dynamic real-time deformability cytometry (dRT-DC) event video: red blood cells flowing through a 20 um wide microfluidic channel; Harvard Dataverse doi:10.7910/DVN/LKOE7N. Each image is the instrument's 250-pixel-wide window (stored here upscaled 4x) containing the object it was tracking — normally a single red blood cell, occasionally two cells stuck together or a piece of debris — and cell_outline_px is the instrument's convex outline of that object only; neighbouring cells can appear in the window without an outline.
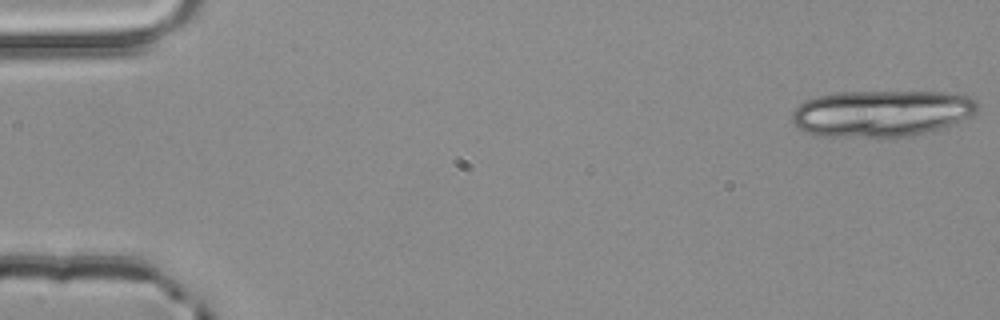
{"species": "common noctule bat (a hibernating species)", "species_latin": "Nyctalus noctula", "temperature_condition": "room temperature", "stored_images_in_passage": 4, "camera_frame_rate_fps": 3000, "um_per_image_px": 0.085, "animal": {"sex": "male", "body_mass_g": 20.4}, "frame": {"image": 1, "passage_image": 1, "time_ms": 0.0, "image_size_px": [1000, 320], "cell_outline_px": [[980, 108], [972, 116], [940, 128], [924, 132], [888, 140], [876, 140], [820, 136], [804, 132], [796, 128], [792, 120], [792, 112], [804, 100], [816, 96], [836, 92], [944, 92], [968, 96], [976, 100], [980, 104]], "centroid_in_image_um": [74.88, 9.67], "position_along_channel_um": 10.1, "area_um2": 51.67}}